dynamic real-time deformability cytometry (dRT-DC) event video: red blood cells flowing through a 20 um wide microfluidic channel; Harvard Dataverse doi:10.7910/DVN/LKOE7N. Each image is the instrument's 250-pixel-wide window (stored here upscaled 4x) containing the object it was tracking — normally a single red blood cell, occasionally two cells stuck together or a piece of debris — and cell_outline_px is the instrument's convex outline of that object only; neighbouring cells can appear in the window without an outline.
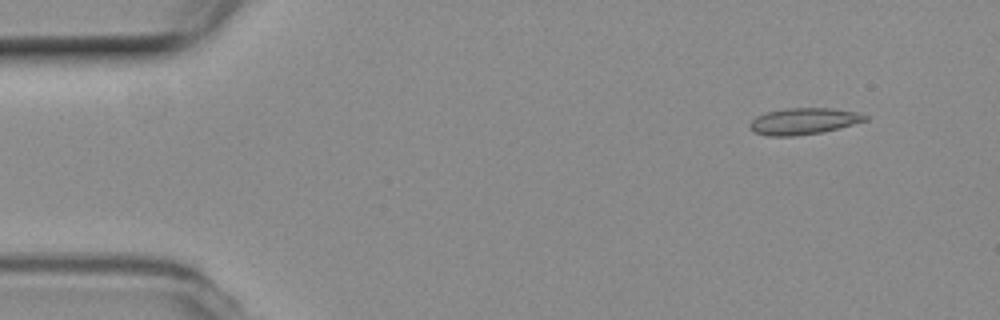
{"species": "common noctule bat (a hibernating species)", "species_latin": "Nyctalus noctula", "temperature_condition": "room temperature", "stored_images_in_passage": 19, "camera_frame_rate_fps": 3000, "um_per_image_px": 0.085, "animal": {"sex": "female", "body_mass_g": 19.3, "forearm_length_mm": 54.1}, "frame": {"image": 1, "passage_image": 1, "time_ms": 0.0, "image_size_px": [1000, 320], "cell_outline_px": [[868, 120], [820, 132], [796, 136], [764, 136], [752, 132], [748, 128], [748, 124], [756, 116], [768, 112], [788, 108], [832, 108], [856, 112], [868, 116]], "centroid_in_image_um": [68.23, 10.31], "position_along_channel_um": 16.8, "area_um2": 17.74}}
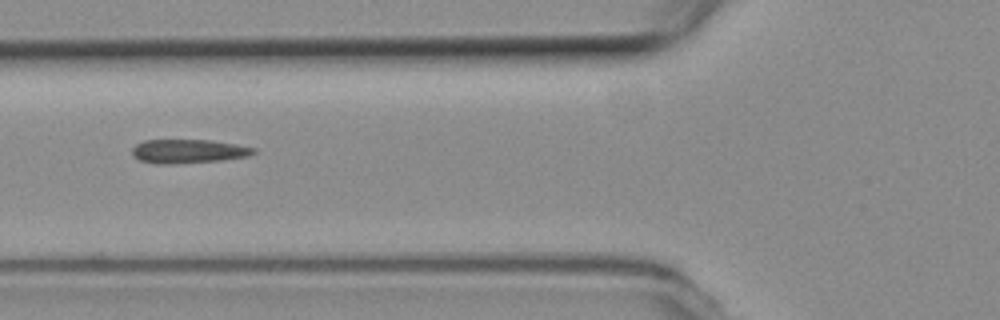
{"frame": {"image": 2, "passage_image": 16, "time_ms": 5.0, "image_size_px": [1000, 320], "cell_outline_px": [[256, 152], [248, 156], [220, 160], [172, 164], [156, 164], [140, 160], [132, 156], [132, 148], [136, 144], [144, 140], [208, 140], [236, 144], [256, 148]], "centroid_in_image_um": [15.98, 12.85], "position_along_channel_um": 109.8, "area_um2": 16.88}}
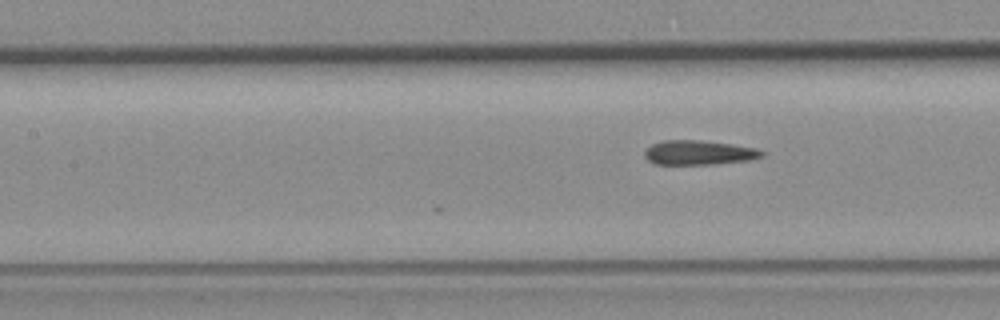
{"frame": {"image": 3, "passage_image": 19, "time_ms": 6.0, "image_size_px": [1000, 320], "cell_outline_px": [[764, 156], [748, 160], [712, 164], [656, 164], [648, 160], [644, 156], [644, 152], [652, 144], [664, 140], [700, 140], [732, 144], [756, 148], [764, 152]], "centroid_in_image_um": [59.4, 12.97], "position_along_channel_um": 148.0, "area_um2": 16.59}}